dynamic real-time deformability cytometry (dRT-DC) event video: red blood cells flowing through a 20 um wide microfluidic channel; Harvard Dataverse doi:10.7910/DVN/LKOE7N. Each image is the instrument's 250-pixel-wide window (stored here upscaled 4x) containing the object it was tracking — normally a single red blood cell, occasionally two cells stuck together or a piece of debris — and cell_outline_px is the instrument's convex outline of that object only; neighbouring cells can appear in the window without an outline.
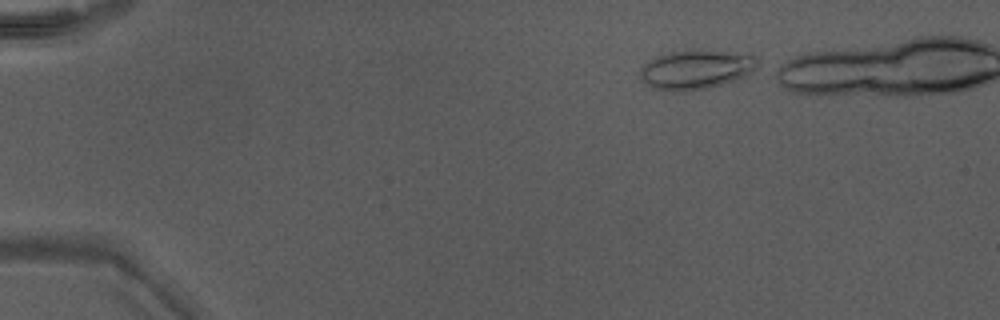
{"species": "Egyptian fruit bat (a non-hibernating species)", "species_latin": "Rousettus aegyptiacus", "temperature_condition": "warm", "stored_images_in_passage": 36, "camera_frame_rate_fps": 3000, "um_per_image_px": 0.085, "animal": {"sex": "male"}, "frame": {"image": 1, "passage_image": 1, "time_ms": 0.0, "image_size_px": [1000, 320], "cell_outline_px": [[760, 68], [748, 76], [724, 84], [708, 88], [684, 92], [676, 92], [652, 88], [644, 84], [640, 80], [640, 68], [648, 60], [656, 56], [668, 52], [692, 48], [700, 48], [752, 52]], "centroid_in_image_um": [59.23, 5.87], "position_along_channel_um": 25.8, "area_um2": 28.5}}
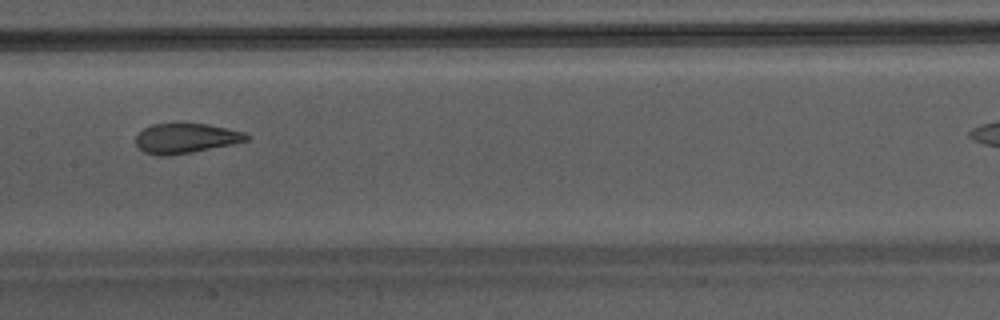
{"frame": {"image": 2, "passage_image": 19, "time_ms": 6.0, "image_size_px": [1000, 320], "cell_outline_px": [[252, 136], [248, 140], [232, 144], [192, 152], [164, 156], [156, 156], [144, 152], [136, 144], [136, 136], [144, 128], [152, 124], [176, 120], [180, 120], [208, 124], [244, 132]], "centroid_in_image_um": [15.77, 11.7], "position_along_channel_um": 191.6, "area_um2": 20.0}}
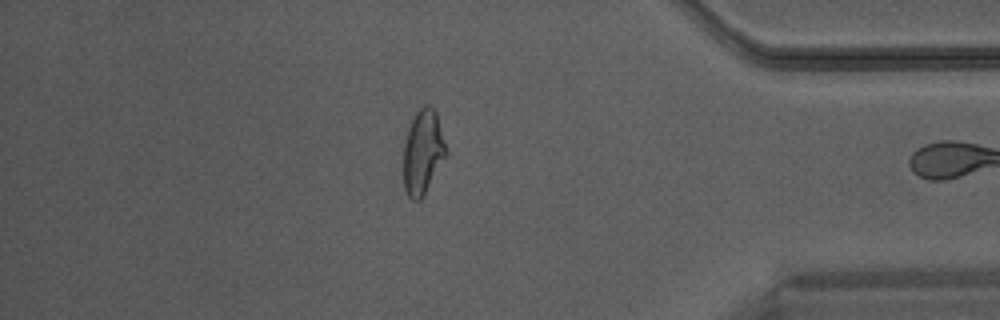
{"frame": {"image": 3, "passage_image": 35, "time_ms": 11.333, "image_size_px": [1000, 320], "cell_outline_px": [[448, 152], [420, 200], [412, 200], [408, 196], [404, 188], [404, 144], [408, 128], [416, 112], [424, 104], [428, 104], [436, 112]], "centroid_in_image_um": [35.94, 12.9], "position_along_channel_um": 399.3, "area_um2": 20.63}}